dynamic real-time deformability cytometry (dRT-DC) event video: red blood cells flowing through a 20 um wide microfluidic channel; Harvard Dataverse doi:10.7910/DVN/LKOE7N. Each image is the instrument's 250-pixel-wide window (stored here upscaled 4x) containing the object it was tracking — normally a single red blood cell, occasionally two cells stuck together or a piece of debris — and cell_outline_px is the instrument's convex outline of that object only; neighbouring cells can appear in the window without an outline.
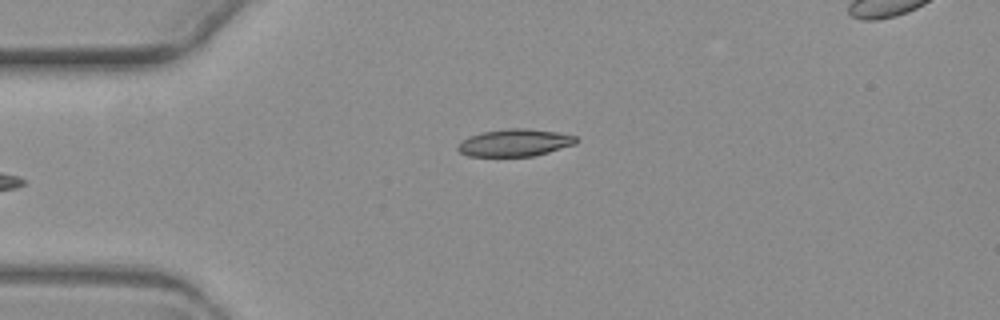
{"species": "common noctule bat (a hibernating species)", "species_latin": "Nyctalus noctula", "temperature_condition": "warm", "stored_images_in_passage": 4, "camera_frame_rate_fps": 3000, "um_per_image_px": 0.085, "animal": {"sex": "female", "body_mass_g": 19.3, "forearm_length_mm": 54.1}, "frame": {"image": 1, "passage_image": 4, "time_ms": 3.667, "image_size_px": [1000, 320], "cell_outline_px": [[580, 140], [576, 144], [548, 152], [532, 156], [468, 156], [460, 152], [456, 148], [460, 140], [468, 136], [480, 132], [508, 128], [524, 128], [556, 132], [576, 136]], "centroid_in_image_um": [43.73, 12.12], "position_along_channel_um": 41.3, "area_um2": 18.96}}